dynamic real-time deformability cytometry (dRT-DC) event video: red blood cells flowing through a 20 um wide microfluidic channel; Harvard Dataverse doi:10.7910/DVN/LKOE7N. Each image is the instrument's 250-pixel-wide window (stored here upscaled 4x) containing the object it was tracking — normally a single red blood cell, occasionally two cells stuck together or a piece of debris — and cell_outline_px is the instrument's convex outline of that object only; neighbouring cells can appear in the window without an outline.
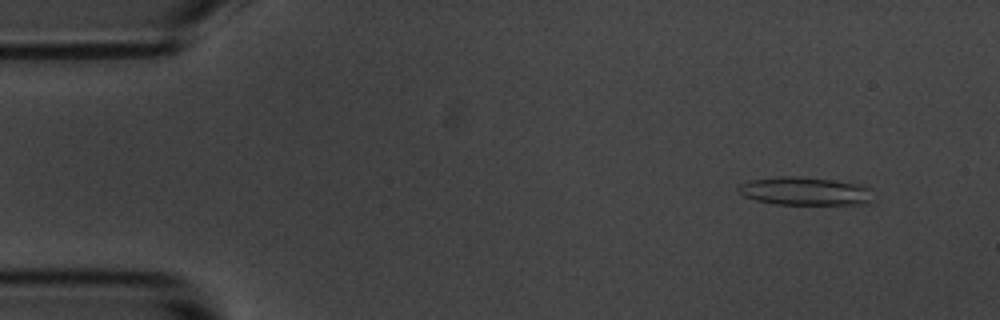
{"species": "common noctule bat (a hibernating species)", "species_latin": "Nyctalus noctula", "temperature_condition": "room temperature", "stored_images_in_passage": 56, "camera_frame_rate_fps": 3000, "um_per_image_px": 0.085, "animal": {"sex": "male", "body_mass_g": 20.1, "forearm_length_mm": 53.5}, "frame": {"image": 1, "passage_image": 5, "time_ms": 1.333, "image_size_px": [1000, 320], "cell_outline_px": [[872, 188], [868, 204], [776, 204], [756, 200], [744, 196], [736, 188], [740, 184], [748, 180], [780, 176], [796, 176], [832, 180], [860, 184]], "centroid_in_image_um": [68.4, 16.24], "position_along_channel_um": 16.6, "area_um2": 22.08}}
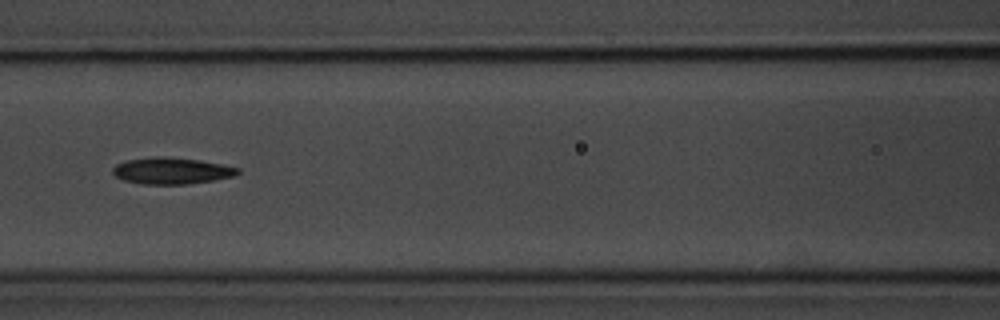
{"frame": {"image": 2, "passage_image": 24, "time_ms": 7.667, "image_size_px": [1000, 320], "cell_outline_px": [[240, 172], [236, 176], [188, 184], [144, 184], [124, 180], [116, 176], [112, 172], [112, 168], [116, 164], [128, 160], [156, 156], [164, 156], [200, 160], [240, 168]], "centroid_in_image_um": [14.6, 14.51], "position_along_channel_um": 152.0, "area_um2": 19.25}}
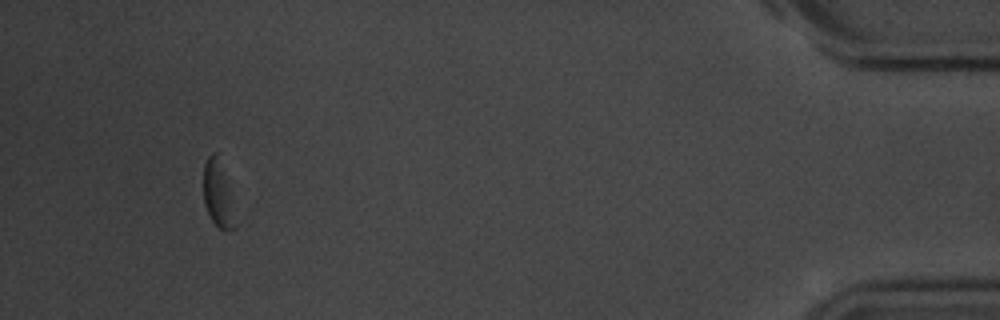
{"frame": {"image": 3, "passage_image": 52, "time_ms": 17.0, "image_size_px": [1000, 320], "cell_outline_px": [[240, 224], [228, 232], [220, 228], [212, 220], [204, 204], [204, 164], [208, 156], [212, 152], [216, 152]], "centroid_in_image_um": [18.57, 16.62], "position_along_channel_um": 416.6, "area_um2": 12.2}, "authors_computed_cell_mechanics": {"area_um2": 19.3052, "velocity_mm_per_s": 3.5711, "shape_relaxation_time_tau1_ms": 4.4534, "shape_relaxation_time_tau2_ms": 9.652, "deformation_change_tau1": 0.1141, "deformation_change_tau2": 0.2107}}